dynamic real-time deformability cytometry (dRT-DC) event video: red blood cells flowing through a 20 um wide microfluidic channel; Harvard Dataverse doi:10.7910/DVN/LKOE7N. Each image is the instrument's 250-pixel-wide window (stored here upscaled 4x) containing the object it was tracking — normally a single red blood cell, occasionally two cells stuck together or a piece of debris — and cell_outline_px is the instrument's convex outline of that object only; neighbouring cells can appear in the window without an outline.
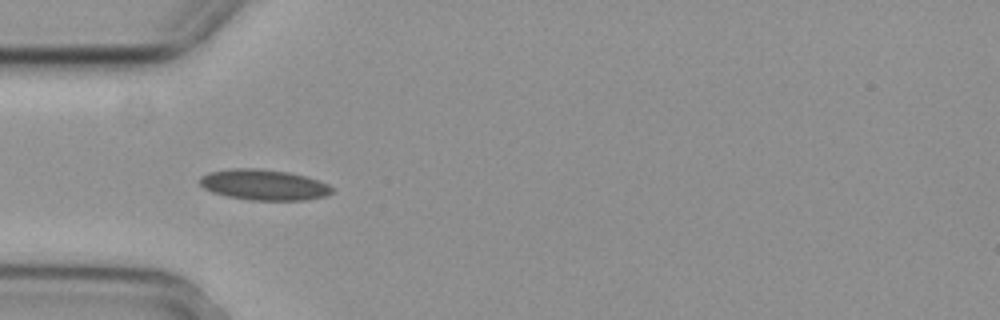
{"species": "common noctule bat (a hibernating species)", "species_latin": "Nyctalus noctula", "temperature_condition": "cold", "stored_images_in_passage": 4, "camera_frame_rate_fps": 3000, "um_per_image_px": 0.085, "animal": {"sex": "female", "body_mass_g": 29.2, "forearm_length_mm": 56.3}, "frame": {"image": 1, "passage_image": 4, "time_ms": 1.0, "image_size_px": [1000, 320], "cell_outline_px": [[332, 192], [328, 196], [304, 200], [248, 200], [224, 196], [212, 192], [204, 188], [200, 184], [200, 176], [208, 172], [232, 168], [256, 168], [288, 172], [304, 176], [328, 184], [332, 188]], "centroid_in_image_um": [22.39, 15.71], "position_along_channel_um": 62.6, "area_um2": 23.7}}